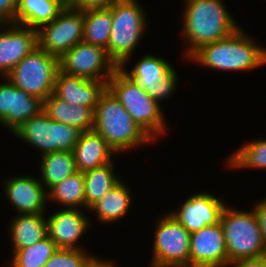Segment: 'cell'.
I'll return each instance as SVG.
<instances>
[{"instance_id":"obj_1","label":"cell","mask_w":266,"mask_h":267,"mask_svg":"<svg viewBox=\"0 0 266 267\" xmlns=\"http://www.w3.org/2000/svg\"><path fill=\"white\" fill-rule=\"evenodd\" d=\"M181 35L188 60L202 46L230 36L241 25L223 0H182Z\"/></svg>"},{"instance_id":"obj_2","label":"cell","mask_w":266,"mask_h":267,"mask_svg":"<svg viewBox=\"0 0 266 267\" xmlns=\"http://www.w3.org/2000/svg\"><path fill=\"white\" fill-rule=\"evenodd\" d=\"M257 42L241 26L230 36L202 46L188 62L220 72H251L266 65V48Z\"/></svg>"},{"instance_id":"obj_3","label":"cell","mask_w":266,"mask_h":267,"mask_svg":"<svg viewBox=\"0 0 266 267\" xmlns=\"http://www.w3.org/2000/svg\"><path fill=\"white\" fill-rule=\"evenodd\" d=\"M93 130L105 139L117 155L155 144L108 89L100 96L94 109Z\"/></svg>"},{"instance_id":"obj_4","label":"cell","mask_w":266,"mask_h":267,"mask_svg":"<svg viewBox=\"0 0 266 267\" xmlns=\"http://www.w3.org/2000/svg\"><path fill=\"white\" fill-rule=\"evenodd\" d=\"M107 89L155 143L167 134L168 124L161 104L138 87L120 67L109 78Z\"/></svg>"},{"instance_id":"obj_5","label":"cell","mask_w":266,"mask_h":267,"mask_svg":"<svg viewBox=\"0 0 266 267\" xmlns=\"http://www.w3.org/2000/svg\"><path fill=\"white\" fill-rule=\"evenodd\" d=\"M109 8L113 22L106 52L118 67L128 66L147 33L148 12L138 0H117Z\"/></svg>"},{"instance_id":"obj_6","label":"cell","mask_w":266,"mask_h":267,"mask_svg":"<svg viewBox=\"0 0 266 267\" xmlns=\"http://www.w3.org/2000/svg\"><path fill=\"white\" fill-rule=\"evenodd\" d=\"M249 209L239 210L227 204L222 211L220 223L227 247V266L240 259L266 255L257 216L252 207Z\"/></svg>"},{"instance_id":"obj_7","label":"cell","mask_w":266,"mask_h":267,"mask_svg":"<svg viewBox=\"0 0 266 267\" xmlns=\"http://www.w3.org/2000/svg\"><path fill=\"white\" fill-rule=\"evenodd\" d=\"M80 134L78 128L50 119L44 110L27 119L12 133L21 142L41 151L39 156L53 152H73Z\"/></svg>"},{"instance_id":"obj_8","label":"cell","mask_w":266,"mask_h":267,"mask_svg":"<svg viewBox=\"0 0 266 267\" xmlns=\"http://www.w3.org/2000/svg\"><path fill=\"white\" fill-rule=\"evenodd\" d=\"M58 71L59 58L37 46L6 77L18 89L44 101L54 93Z\"/></svg>"},{"instance_id":"obj_9","label":"cell","mask_w":266,"mask_h":267,"mask_svg":"<svg viewBox=\"0 0 266 267\" xmlns=\"http://www.w3.org/2000/svg\"><path fill=\"white\" fill-rule=\"evenodd\" d=\"M149 267H190V233L170 213L155 223Z\"/></svg>"},{"instance_id":"obj_10","label":"cell","mask_w":266,"mask_h":267,"mask_svg":"<svg viewBox=\"0 0 266 267\" xmlns=\"http://www.w3.org/2000/svg\"><path fill=\"white\" fill-rule=\"evenodd\" d=\"M119 67L159 104L172 97L178 89L177 70L165 58L158 55L148 53L142 55L130 71L127 66Z\"/></svg>"},{"instance_id":"obj_11","label":"cell","mask_w":266,"mask_h":267,"mask_svg":"<svg viewBox=\"0 0 266 267\" xmlns=\"http://www.w3.org/2000/svg\"><path fill=\"white\" fill-rule=\"evenodd\" d=\"M84 11L66 6L50 23L37 30L38 46L60 58L76 44L83 42Z\"/></svg>"},{"instance_id":"obj_12","label":"cell","mask_w":266,"mask_h":267,"mask_svg":"<svg viewBox=\"0 0 266 267\" xmlns=\"http://www.w3.org/2000/svg\"><path fill=\"white\" fill-rule=\"evenodd\" d=\"M118 68L106 49L80 42L59 58V71L96 81H108Z\"/></svg>"},{"instance_id":"obj_13","label":"cell","mask_w":266,"mask_h":267,"mask_svg":"<svg viewBox=\"0 0 266 267\" xmlns=\"http://www.w3.org/2000/svg\"><path fill=\"white\" fill-rule=\"evenodd\" d=\"M210 192H196L178 205V209L169 211L172 217L190 234L207 225L220 223V218L227 202Z\"/></svg>"},{"instance_id":"obj_14","label":"cell","mask_w":266,"mask_h":267,"mask_svg":"<svg viewBox=\"0 0 266 267\" xmlns=\"http://www.w3.org/2000/svg\"><path fill=\"white\" fill-rule=\"evenodd\" d=\"M85 213L90 212L83 209L60 208L50 212L49 216L46 213L48 237L58 248L88 250L83 244L81 246L79 241L89 232L92 223Z\"/></svg>"},{"instance_id":"obj_15","label":"cell","mask_w":266,"mask_h":267,"mask_svg":"<svg viewBox=\"0 0 266 267\" xmlns=\"http://www.w3.org/2000/svg\"><path fill=\"white\" fill-rule=\"evenodd\" d=\"M6 200L18 214H46L48 193L38 177L18 175L3 181ZM46 211V212H45Z\"/></svg>"},{"instance_id":"obj_16","label":"cell","mask_w":266,"mask_h":267,"mask_svg":"<svg viewBox=\"0 0 266 267\" xmlns=\"http://www.w3.org/2000/svg\"><path fill=\"white\" fill-rule=\"evenodd\" d=\"M190 267H227V247L221 223L190 235Z\"/></svg>"},{"instance_id":"obj_17","label":"cell","mask_w":266,"mask_h":267,"mask_svg":"<svg viewBox=\"0 0 266 267\" xmlns=\"http://www.w3.org/2000/svg\"><path fill=\"white\" fill-rule=\"evenodd\" d=\"M37 46L36 29L16 23H0V76L5 77Z\"/></svg>"},{"instance_id":"obj_18","label":"cell","mask_w":266,"mask_h":267,"mask_svg":"<svg viewBox=\"0 0 266 267\" xmlns=\"http://www.w3.org/2000/svg\"><path fill=\"white\" fill-rule=\"evenodd\" d=\"M107 82L71 76L58 71L54 94L71 105H83L95 109L100 96L107 89Z\"/></svg>"},{"instance_id":"obj_19","label":"cell","mask_w":266,"mask_h":267,"mask_svg":"<svg viewBox=\"0 0 266 267\" xmlns=\"http://www.w3.org/2000/svg\"><path fill=\"white\" fill-rule=\"evenodd\" d=\"M73 153L76 170L82 173L112 163L118 156L95 130L81 132Z\"/></svg>"},{"instance_id":"obj_20","label":"cell","mask_w":266,"mask_h":267,"mask_svg":"<svg viewBox=\"0 0 266 267\" xmlns=\"http://www.w3.org/2000/svg\"><path fill=\"white\" fill-rule=\"evenodd\" d=\"M120 180L103 198L88 210L93 213L99 224L117 222L129 214L133 203L131 188Z\"/></svg>"},{"instance_id":"obj_21","label":"cell","mask_w":266,"mask_h":267,"mask_svg":"<svg viewBox=\"0 0 266 267\" xmlns=\"http://www.w3.org/2000/svg\"><path fill=\"white\" fill-rule=\"evenodd\" d=\"M8 228L12 252L34 245L48 236L46 214H15Z\"/></svg>"},{"instance_id":"obj_22","label":"cell","mask_w":266,"mask_h":267,"mask_svg":"<svg viewBox=\"0 0 266 267\" xmlns=\"http://www.w3.org/2000/svg\"><path fill=\"white\" fill-rule=\"evenodd\" d=\"M43 110L50 119L74 126L81 132L93 130L94 109L91 107L71 105L52 93L44 100Z\"/></svg>"},{"instance_id":"obj_23","label":"cell","mask_w":266,"mask_h":267,"mask_svg":"<svg viewBox=\"0 0 266 267\" xmlns=\"http://www.w3.org/2000/svg\"><path fill=\"white\" fill-rule=\"evenodd\" d=\"M65 7L60 0H19L15 23L38 30Z\"/></svg>"},{"instance_id":"obj_24","label":"cell","mask_w":266,"mask_h":267,"mask_svg":"<svg viewBox=\"0 0 266 267\" xmlns=\"http://www.w3.org/2000/svg\"><path fill=\"white\" fill-rule=\"evenodd\" d=\"M39 159V180L47 192L77 172L73 152H53Z\"/></svg>"},{"instance_id":"obj_25","label":"cell","mask_w":266,"mask_h":267,"mask_svg":"<svg viewBox=\"0 0 266 267\" xmlns=\"http://www.w3.org/2000/svg\"><path fill=\"white\" fill-rule=\"evenodd\" d=\"M48 203H57L60 208L86 210L84 175L77 171L48 192Z\"/></svg>"},{"instance_id":"obj_26","label":"cell","mask_w":266,"mask_h":267,"mask_svg":"<svg viewBox=\"0 0 266 267\" xmlns=\"http://www.w3.org/2000/svg\"><path fill=\"white\" fill-rule=\"evenodd\" d=\"M114 163L115 160L112 163L83 173L87 210L122 179L114 171L116 169Z\"/></svg>"},{"instance_id":"obj_27","label":"cell","mask_w":266,"mask_h":267,"mask_svg":"<svg viewBox=\"0 0 266 267\" xmlns=\"http://www.w3.org/2000/svg\"><path fill=\"white\" fill-rule=\"evenodd\" d=\"M112 22V12L109 7L84 11L83 42L106 49Z\"/></svg>"},{"instance_id":"obj_28","label":"cell","mask_w":266,"mask_h":267,"mask_svg":"<svg viewBox=\"0 0 266 267\" xmlns=\"http://www.w3.org/2000/svg\"><path fill=\"white\" fill-rule=\"evenodd\" d=\"M224 162L228 169L239 171L241 169H266V139L258 138L252 141L244 142L240 148H238L232 154H229Z\"/></svg>"},{"instance_id":"obj_29","label":"cell","mask_w":266,"mask_h":267,"mask_svg":"<svg viewBox=\"0 0 266 267\" xmlns=\"http://www.w3.org/2000/svg\"><path fill=\"white\" fill-rule=\"evenodd\" d=\"M59 248L47 236L34 245L12 252L9 267H44Z\"/></svg>"},{"instance_id":"obj_30","label":"cell","mask_w":266,"mask_h":267,"mask_svg":"<svg viewBox=\"0 0 266 267\" xmlns=\"http://www.w3.org/2000/svg\"><path fill=\"white\" fill-rule=\"evenodd\" d=\"M44 108V101L27 94L13 85L12 111H9V131L12 134L27 119L39 114Z\"/></svg>"},{"instance_id":"obj_31","label":"cell","mask_w":266,"mask_h":267,"mask_svg":"<svg viewBox=\"0 0 266 267\" xmlns=\"http://www.w3.org/2000/svg\"><path fill=\"white\" fill-rule=\"evenodd\" d=\"M99 258L87 250L59 248L44 267H91Z\"/></svg>"},{"instance_id":"obj_32","label":"cell","mask_w":266,"mask_h":267,"mask_svg":"<svg viewBox=\"0 0 266 267\" xmlns=\"http://www.w3.org/2000/svg\"><path fill=\"white\" fill-rule=\"evenodd\" d=\"M2 78L3 81L0 82V125L9 132V111H12L13 84L6 76Z\"/></svg>"},{"instance_id":"obj_33","label":"cell","mask_w":266,"mask_h":267,"mask_svg":"<svg viewBox=\"0 0 266 267\" xmlns=\"http://www.w3.org/2000/svg\"><path fill=\"white\" fill-rule=\"evenodd\" d=\"M19 0H0V23H15Z\"/></svg>"},{"instance_id":"obj_34","label":"cell","mask_w":266,"mask_h":267,"mask_svg":"<svg viewBox=\"0 0 266 267\" xmlns=\"http://www.w3.org/2000/svg\"><path fill=\"white\" fill-rule=\"evenodd\" d=\"M117 0H75L70 7L77 10L108 8Z\"/></svg>"},{"instance_id":"obj_35","label":"cell","mask_w":266,"mask_h":267,"mask_svg":"<svg viewBox=\"0 0 266 267\" xmlns=\"http://www.w3.org/2000/svg\"><path fill=\"white\" fill-rule=\"evenodd\" d=\"M252 208L259 222L266 254V197L260 201L258 200L256 203H253Z\"/></svg>"},{"instance_id":"obj_36","label":"cell","mask_w":266,"mask_h":267,"mask_svg":"<svg viewBox=\"0 0 266 267\" xmlns=\"http://www.w3.org/2000/svg\"><path fill=\"white\" fill-rule=\"evenodd\" d=\"M227 267H266V255L257 258L240 259L229 263Z\"/></svg>"},{"instance_id":"obj_37","label":"cell","mask_w":266,"mask_h":267,"mask_svg":"<svg viewBox=\"0 0 266 267\" xmlns=\"http://www.w3.org/2000/svg\"><path fill=\"white\" fill-rule=\"evenodd\" d=\"M91 267H119L116 262L110 258L106 259L100 257Z\"/></svg>"},{"instance_id":"obj_38","label":"cell","mask_w":266,"mask_h":267,"mask_svg":"<svg viewBox=\"0 0 266 267\" xmlns=\"http://www.w3.org/2000/svg\"><path fill=\"white\" fill-rule=\"evenodd\" d=\"M65 6H70L75 0H60Z\"/></svg>"}]
</instances>
